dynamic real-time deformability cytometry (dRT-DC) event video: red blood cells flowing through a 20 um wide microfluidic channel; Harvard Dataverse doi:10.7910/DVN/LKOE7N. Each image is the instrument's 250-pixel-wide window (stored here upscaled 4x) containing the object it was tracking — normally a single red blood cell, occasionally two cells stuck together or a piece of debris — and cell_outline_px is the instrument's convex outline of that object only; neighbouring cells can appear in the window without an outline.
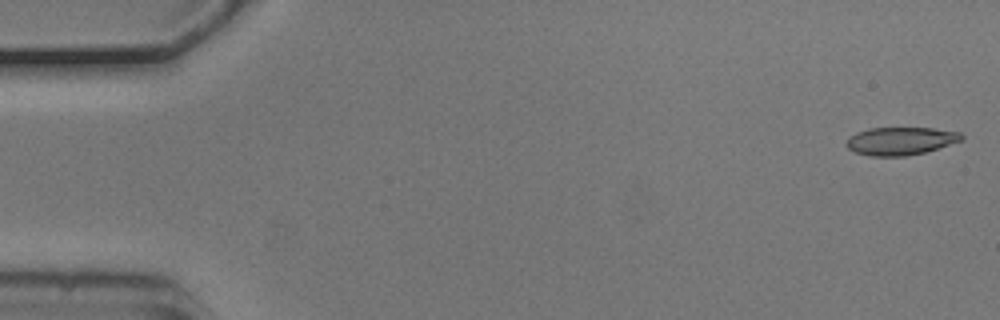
{"species": "common noctule bat (a hibernating species)", "species_latin": "Nyctalus noctula", "temperature_condition": "cold", "stored_images_in_passage": 4, "camera_frame_rate_fps": 3000, "um_per_image_px": 0.085, "animal": {"sex": "male", "body_mass_g": 20.5, "forearm_length_mm": 52.5}, "frame": {"image": 1, "passage_image": 1, "time_ms": 0.0, "image_size_px": [1000, 320], "cell_outline_px": [[964, 140], [924, 152], [904, 156], [872, 156], [856, 152], [848, 148], [844, 144], [848, 136], [856, 132], [868, 128], [932, 128], [960, 132], [964, 136]], "centroid_in_image_um": [76.53, 11.97], "position_along_channel_um": 8.5, "area_um2": 18.79}}
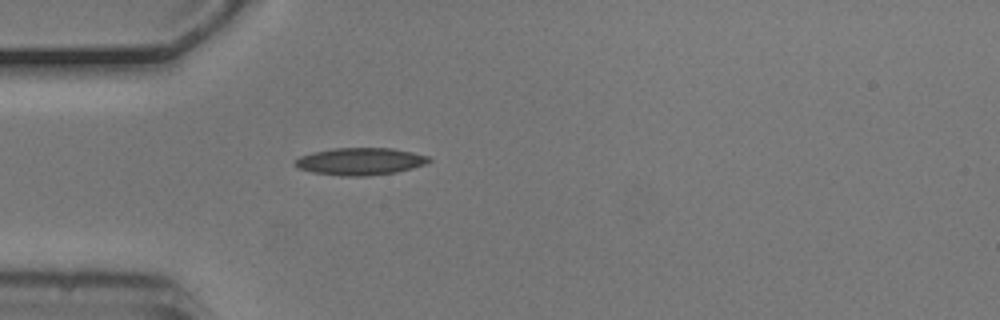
{"frame": {"image": 2, "passage_image": 4, "time_ms": 1.0, "image_size_px": [1000, 320], "cell_outline_px": [[432, 160], [428, 164], [396, 172], [368, 176], [340, 176], [312, 172], [296, 168], [292, 164], [292, 160], [300, 156], [312, 152], [332, 148], [392, 148], [412, 152], [428, 156]], "centroid_in_image_um": [30.57, 13.72], "position_along_channel_um": 54.4, "area_um2": 21.62}}